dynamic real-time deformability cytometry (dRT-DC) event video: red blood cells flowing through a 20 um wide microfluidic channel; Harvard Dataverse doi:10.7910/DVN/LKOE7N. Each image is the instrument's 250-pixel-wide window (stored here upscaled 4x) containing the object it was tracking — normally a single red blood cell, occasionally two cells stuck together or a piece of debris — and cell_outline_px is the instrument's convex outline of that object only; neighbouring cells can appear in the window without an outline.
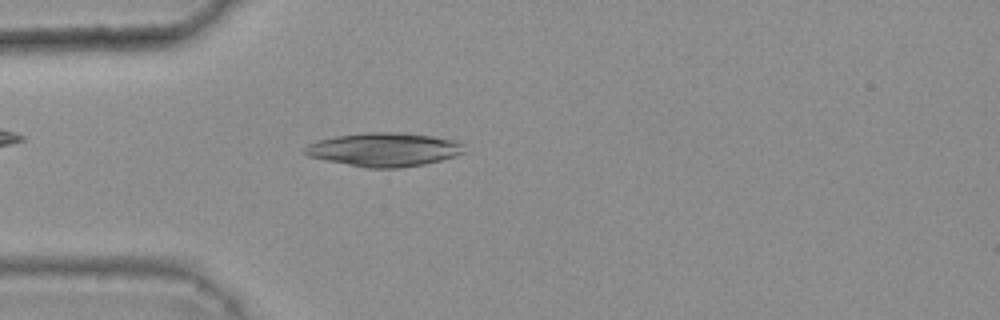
{"species": "common noctule bat (a hibernating species)", "species_latin": "Nyctalus noctula", "temperature_condition": "warm", "stored_images_in_passage": 28, "camera_frame_rate_fps": 3000, "um_per_image_px": 0.085, "animal": {"sex": "female", "body_mass_g": 25.1}, "frame": {"image": 1, "passage_image": 1, "time_ms": 0.0, "image_size_px": [1000, 320], "cell_outline_px": [[464, 152], [440, 160], [424, 164], [400, 168], [364, 168], [308, 156], [304, 152], [304, 148], [308, 144], [320, 140], [336, 136], [368, 132], [396, 132], [432, 136], [460, 140]], "centroid_in_image_um": [32.65, 12.71], "position_along_channel_um": 52.4, "area_um2": 31.1}}
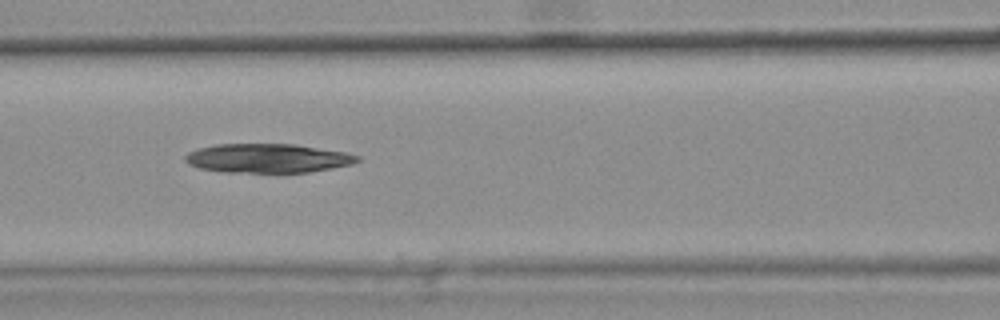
{"frame": {"image": 2, "passage_image": 9, "time_ms": 2.667, "image_size_px": [1000, 320], "cell_outline_px": [[360, 160], [352, 164], [332, 168], [308, 172], [224, 172], [200, 168], [188, 164], [184, 160], [184, 156], [188, 152], [196, 148], [216, 144], [296, 144], [344, 152], [360, 156]], "centroid_in_image_um": [22.72, 13.44], "position_along_channel_um": 143.9, "area_um2": 29.19}}
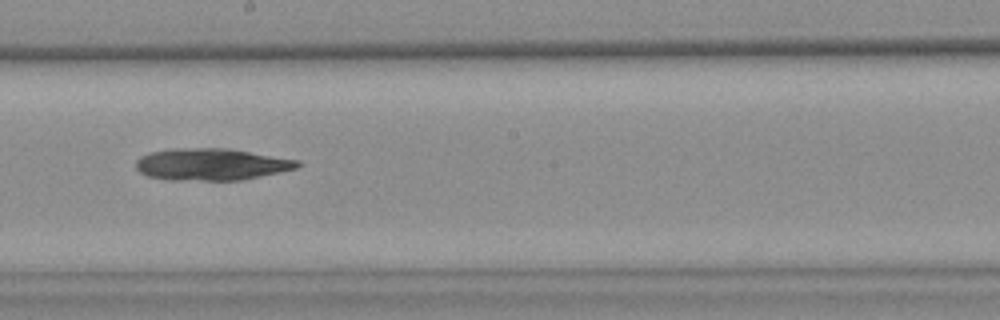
{"frame": {"image": 3, "passage_image": 16, "time_ms": 5.0, "image_size_px": [1000, 320], "cell_outline_px": [[300, 164], [296, 168], [280, 172], [240, 180], [172, 180], [148, 176], [140, 172], [136, 168], [136, 160], [140, 156], [148, 152], [172, 148], [228, 148], [300, 160]], "centroid_in_image_um": [17.94, 13.96], "position_along_channel_um": 230.3, "area_um2": 30.11}}